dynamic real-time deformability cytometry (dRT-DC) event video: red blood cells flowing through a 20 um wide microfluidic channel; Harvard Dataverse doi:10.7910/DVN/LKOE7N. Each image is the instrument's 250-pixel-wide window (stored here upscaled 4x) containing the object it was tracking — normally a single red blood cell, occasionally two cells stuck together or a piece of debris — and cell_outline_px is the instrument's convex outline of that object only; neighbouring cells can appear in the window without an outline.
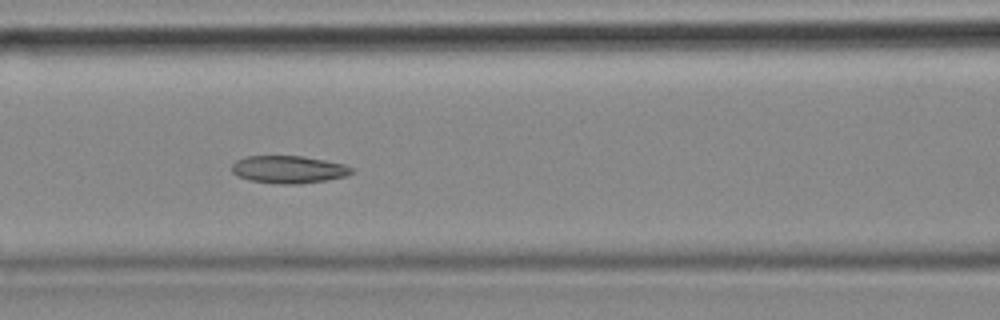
{"species": "common noctule bat (a hibernating species)", "species_latin": "Nyctalus noctula", "temperature_condition": "cold", "stored_images_in_passage": 39, "camera_frame_rate_fps": 3000, "um_per_image_px": 0.085, "animal": {"sex": "female", "body_mass_g": 18.4}, "frame": {"image": 1, "passage_image": 17, "time_ms": 5.333, "image_size_px": [1000, 320], "cell_outline_px": [[352, 172], [348, 176], [328, 180], [300, 184], [276, 184], [248, 180], [236, 176], [232, 172], [232, 164], [236, 160], [244, 156], [304, 156], [344, 164], [352, 168]], "centroid_in_image_um": [24.5, 14.41], "position_along_channel_um": 142.1, "area_um2": 19.48}, "authors_computed_cell_mechanics": {"area_um2": 19.1896, "velocity_mm_per_s": 3.5197, "shape_relaxation_time_tau1_ms": null, "shape_relaxation_time_tau2_ms": 6.0932, "deformation_change_tau1": null, "deformation_change_tau2": 0.1334}}